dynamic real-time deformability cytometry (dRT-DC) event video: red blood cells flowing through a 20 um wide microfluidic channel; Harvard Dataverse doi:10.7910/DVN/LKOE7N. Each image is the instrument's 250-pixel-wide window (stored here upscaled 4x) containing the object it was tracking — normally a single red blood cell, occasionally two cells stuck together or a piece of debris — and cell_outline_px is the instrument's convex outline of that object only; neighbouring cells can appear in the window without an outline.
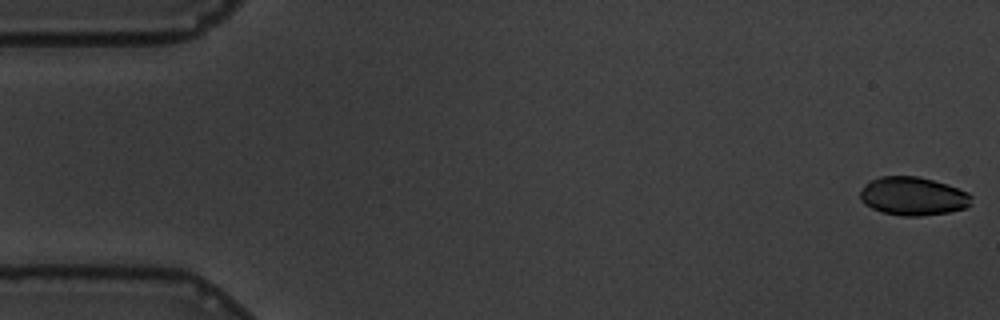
{"species": "common noctule bat (a hibernating species)", "species_latin": "Nyctalus noctula", "temperature_condition": "warm", "stored_images_in_passage": 56, "camera_frame_rate_fps": 3000, "um_per_image_px": 0.085, "animal": {"sex": "male", "body_mass_g": 19.5, "forearm_length_mm": 54.6}, "frame": {"image": 1, "passage_image": 1, "time_ms": 0.0, "image_size_px": [1000, 320], "cell_outline_px": [[972, 204], [964, 208], [948, 212], [920, 216], [900, 216], [884, 212], [872, 208], [864, 204], [860, 200], [860, 192], [868, 180], [880, 176], [916, 176], [948, 184], [968, 192], [972, 196]], "centroid_in_image_um": [77.6, 16.67], "position_along_channel_um": 7.4, "area_um2": 25.03}}
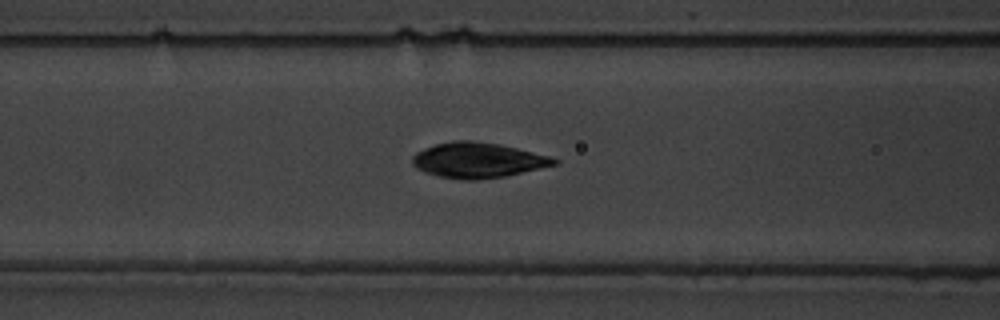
{"frame": {"image": 2, "passage_image": 23, "time_ms": 7.333, "image_size_px": [1000, 320], "cell_outline_px": [[560, 164], [504, 176], [476, 180], [464, 180], [440, 176], [424, 172], [416, 168], [412, 164], [412, 156], [416, 152], [424, 148], [436, 144], [452, 140], [472, 140], [500, 144], [552, 156], [560, 160]], "centroid_in_image_um": [40.64, 13.61], "position_along_channel_um": 126.0, "area_um2": 29.36}}
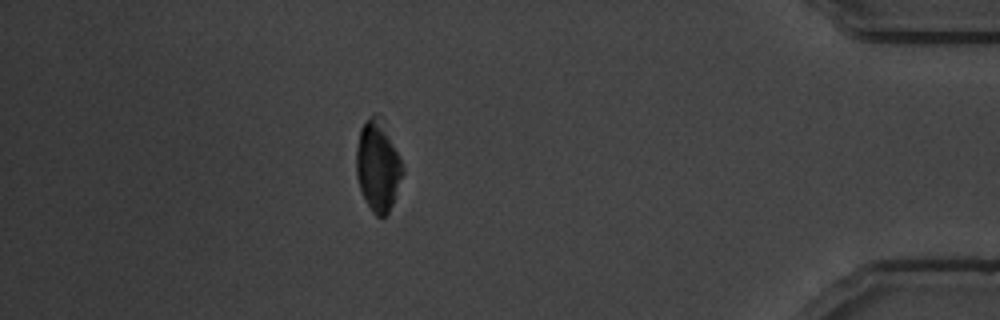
{"frame": {"image": 3, "passage_image": 51, "time_ms": 16.667, "image_size_px": [1000, 320], "cell_outline_px": [[404, 172], [392, 204], [388, 212], [384, 216], [376, 216], [372, 212], [360, 188], [356, 176], [356, 148], [360, 128], [368, 116], [376, 112], [404, 164]], "centroid_in_image_um": [32.11, 14.1], "position_along_channel_um": 403.1, "area_um2": 24.22}, "authors_computed_cell_mechanics": {"area_um2": 26.9926, "velocity_mm_per_s": 3.4595, "shape_relaxation_time_tau1_ms": 2.7197, "shape_relaxation_time_tau2_ms": 2.324, "deformation_change_tau1": 0.1015, "deformation_change_tau2": 0.0694}}